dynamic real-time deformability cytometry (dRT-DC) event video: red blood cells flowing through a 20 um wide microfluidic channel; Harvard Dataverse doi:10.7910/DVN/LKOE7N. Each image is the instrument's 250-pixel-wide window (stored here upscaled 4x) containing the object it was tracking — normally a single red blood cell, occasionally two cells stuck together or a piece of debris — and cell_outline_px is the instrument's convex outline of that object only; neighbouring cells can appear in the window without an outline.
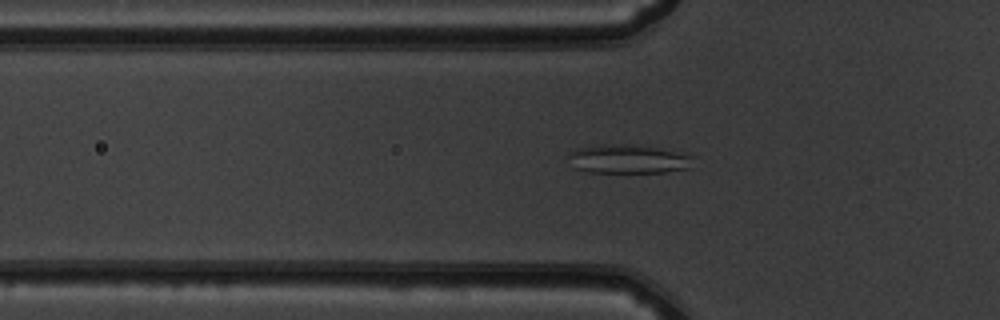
{"species": "common noctule bat (a hibernating species)", "species_latin": "Nyctalus noctula", "temperature_condition": "warm", "stored_images_in_passage": 52, "camera_frame_rate_fps": 3000, "um_per_image_px": 0.085, "animal": {"sex": "male", "body_mass_g": 19.5, "forearm_length_mm": 54.6}, "frame": {"image": 1, "passage_image": 17, "time_ms": 5.333, "image_size_px": [1000, 320], "cell_outline_px": [[692, 168], [664, 172], [588, 172], [572, 168], [568, 156], [568, 152], [576, 148], [604, 144], [628, 144], [652, 148], [692, 156]], "centroid_in_image_um": [53.29, 13.53], "position_along_channel_um": 72.5, "area_um2": 20.75}}
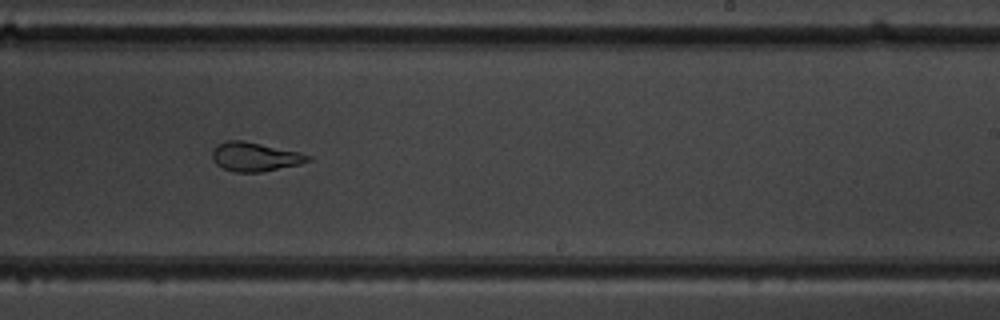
{"frame": {"image": 2, "passage_image": 32, "time_ms": 10.333, "image_size_px": [1000, 320], "cell_outline_px": [[312, 160], [300, 164], [260, 172], [236, 172], [224, 168], [216, 164], [212, 160], [212, 152], [216, 144], [228, 140], [244, 140], [300, 152], [312, 156]], "centroid_in_image_um": [21.67, 13.31], "position_along_channel_um": 267.3, "area_um2": 16.24}}
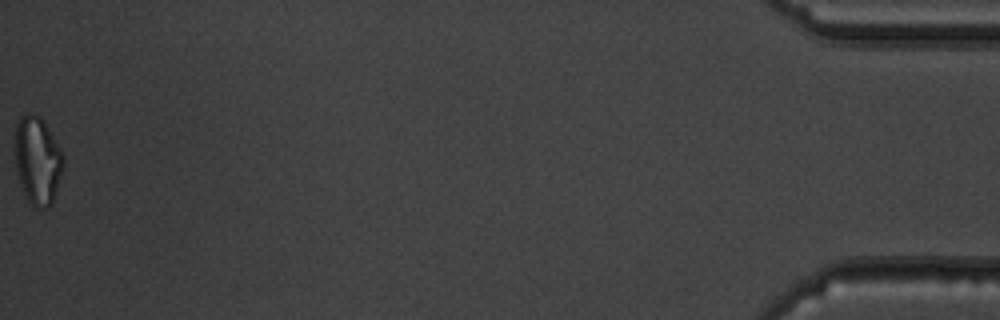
{"frame": {"image": 3, "passage_image": 52, "time_ms": 17.0, "image_size_px": [1000, 320], "cell_outline_px": [[64, 168], [52, 204], [48, 208], [36, 208], [28, 200], [24, 192], [16, 168], [16, 124], [20, 116], [28, 112], [40, 116], [44, 120], [60, 148], [64, 156]], "centroid_in_image_um": [3.23, 13.62], "position_along_channel_um": 432.0, "area_um2": 24.74}, "authors_computed_cell_mechanics": {"area_um2": 20.4612, "velocity_mm_per_s": 3.9023, "shape_relaxation_time_tau1_ms": null, "shape_relaxation_time_tau2_ms": 1.5364, "deformation_change_tau1": null, "deformation_change_tau2": 0.0871}}